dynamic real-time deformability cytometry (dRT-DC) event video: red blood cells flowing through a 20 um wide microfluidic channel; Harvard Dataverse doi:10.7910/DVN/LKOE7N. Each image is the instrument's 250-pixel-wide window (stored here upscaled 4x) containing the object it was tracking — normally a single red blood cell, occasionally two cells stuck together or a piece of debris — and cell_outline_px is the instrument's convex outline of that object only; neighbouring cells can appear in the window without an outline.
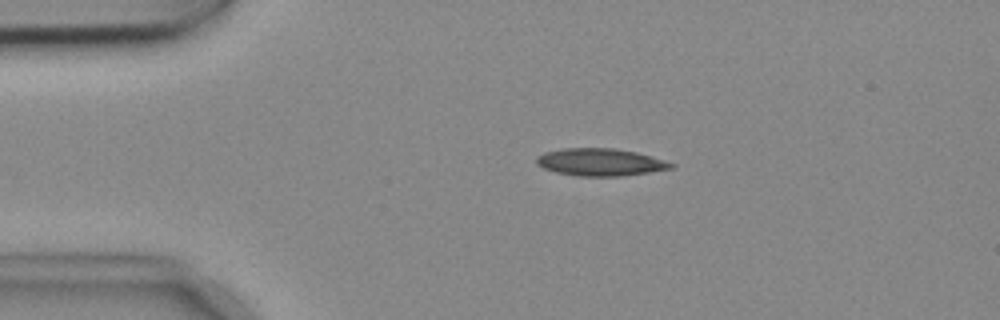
{"species": "common noctule bat (a hibernating species)", "species_latin": "Nyctalus noctula", "temperature_condition": "cold", "stored_images_in_passage": 53, "camera_frame_rate_fps": 3000, "um_per_image_px": 0.085, "animal": {"sex": "female", "body_mass_g": 18.4}, "frame": {"image": 1, "passage_image": 10, "time_ms": 3.0, "image_size_px": [1000, 320], "cell_outline_px": [[676, 168], [624, 176], [580, 176], [556, 172], [544, 168], [536, 164], [536, 156], [544, 152], [564, 148], [612, 148], [636, 152], [652, 156], [676, 164]], "centroid_in_image_um": [51.05, 13.78], "position_along_channel_um": 33.9, "area_um2": 21.62}}
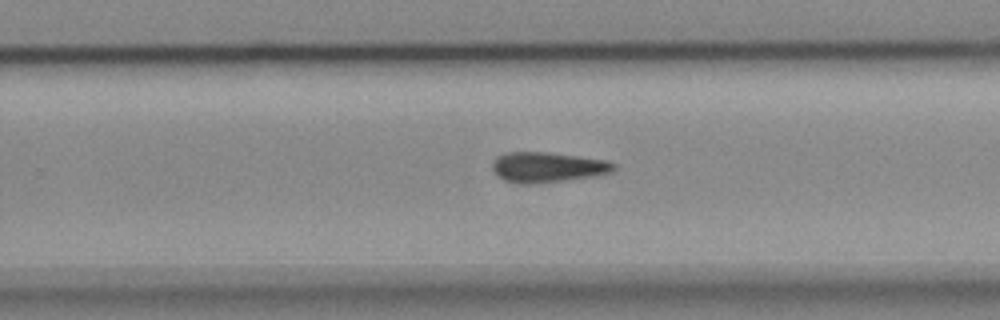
{"frame": {"image": 2, "passage_image": 33, "time_ms": 10.667, "image_size_px": [1000, 320], "cell_outline_px": [[616, 168], [612, 172], [596, 176], [568, 180], [504, 180], [496, 176], [492, 168], [492, 160], [496, 156], [504, 152], [548, 152], [608, 160], [616, 164]], "centroid_in_image_um": [46.59, 14.15], "position_along_channel_um": 283.2, "area_um2": 20.75}}
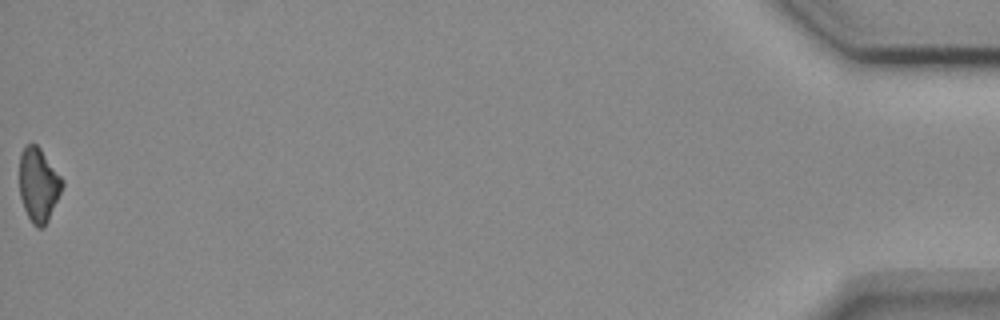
{"frame": {"image": 3, "passage_image": 53, "time_ms": 17.333, "image_size_px": [1000, 320], "cell_outline_px": [[64, 184], [48, 220], [44, 228], [36, 228], [32, 224], [24, 208], [20, 196], [20, 152], [28, 144], [36, 144], [40, 148], [64, 180]], "centroid_in_image_um": [3.28, 15.72], "position_along_channel_um": 431.9, "area_um2": 18.32}}